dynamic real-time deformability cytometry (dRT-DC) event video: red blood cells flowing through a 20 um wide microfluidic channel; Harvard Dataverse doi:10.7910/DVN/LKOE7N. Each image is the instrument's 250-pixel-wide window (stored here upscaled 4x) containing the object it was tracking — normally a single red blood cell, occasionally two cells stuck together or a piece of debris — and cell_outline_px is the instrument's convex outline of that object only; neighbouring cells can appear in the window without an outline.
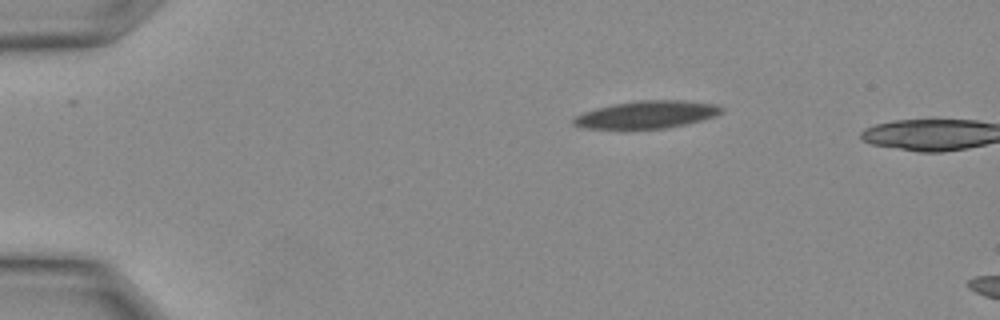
{"species": "Egyptian fruit bat (a non-hibernating species)", "species_latin": "Rousettus aegyptiacus", "temperature_condition": "warm", "stored_images_in_passage": 2, "camera_frame_rate_fps": 3000, "um_per_image_px": 0.085, "animal": {"sex": "female"}, "frame": {"image": 1, "passage_image": 1, "time_ms": 0.0, "image_size_px": [1000, 320], "cell_outline_px": [[724, 108], [720, 112], [712, 116], [700, 120], [668, 128], [584, 128], [572, 124], [572, 120], [576, 116], [584, 112], [616, 104], [640, 100], [680, 100], [716, 104]], "centroid_in_image_um": [54.97, 9.74], "position_along_channel_um": 30.0, "area_um2": 23.06}}